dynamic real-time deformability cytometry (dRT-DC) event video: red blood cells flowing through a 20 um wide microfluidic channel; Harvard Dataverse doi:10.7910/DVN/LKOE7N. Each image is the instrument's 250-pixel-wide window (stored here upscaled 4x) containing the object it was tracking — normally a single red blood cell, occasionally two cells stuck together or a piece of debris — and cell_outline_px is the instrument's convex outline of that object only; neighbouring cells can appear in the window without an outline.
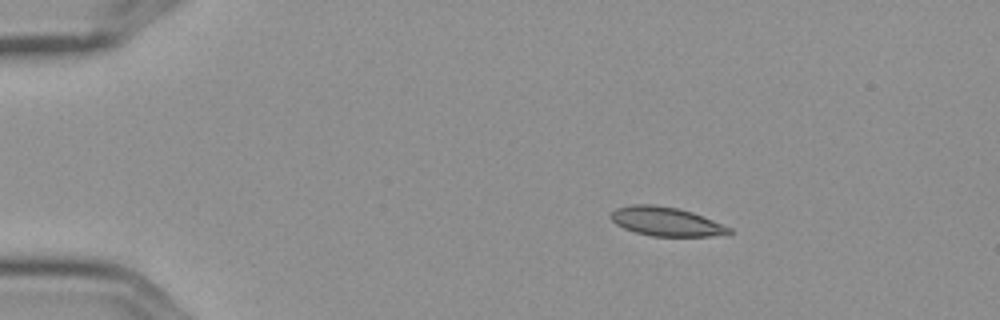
{"species": "Egyptian fruit bat (a non-hibernating species)", "species_latin": "Rousettus aegyptiacus", "temperature_condition": "cold", "stored_images_in_passage": 4, "camera_frame_rate_fps": 3000, "um_per_image_px": 0.085, "frame": {"image": 1, "passage_image": 2, "time_ms": 0.333, "image_size_px": [1000, 320], "cell_outline_px": [[732, 232], [712, 236], [652, 236], [636, 232], [624, 228], [616, 224], [608, 216], [616, 208], [632, 204], [656, 204], [676, 208], [692, 212], [732, 228]], "centroid_in_image_um": [56.58, 18.82], "position_along_channel_um": 28.4, "area_um2": 19.83}}